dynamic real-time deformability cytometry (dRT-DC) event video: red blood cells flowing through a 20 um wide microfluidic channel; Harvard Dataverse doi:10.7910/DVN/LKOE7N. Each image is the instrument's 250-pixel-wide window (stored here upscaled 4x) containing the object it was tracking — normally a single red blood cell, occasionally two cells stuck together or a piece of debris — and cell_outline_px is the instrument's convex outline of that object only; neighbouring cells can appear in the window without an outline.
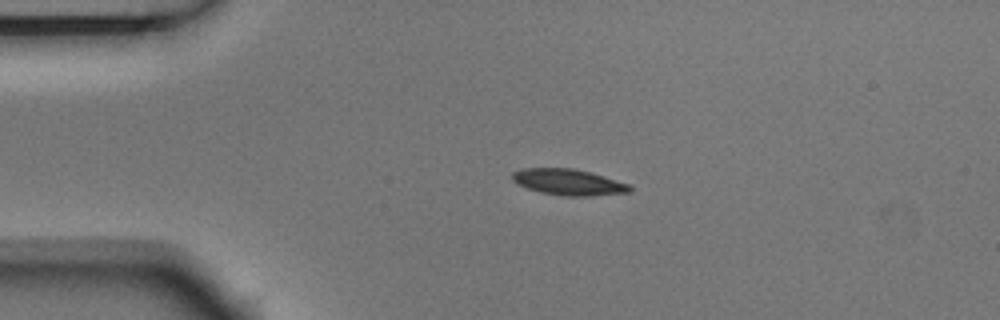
{"species": "Egyptian fruit bat (a non-hibernating species)", "species_latin": "Rousettus aegyptiacus", "temperature_condition": "room temperature", "stored_images_in_passage": 3, "camera_frame_rate_fps": 3000, "um_per_image_px": 0.085, "animal": {"sex": "male"}, "frame": {"image": 1, "passage_image": 2, "time_ms": 0.333, "image_size_px": [1000, 320], "cell_outline_px": [[632, 192], [592, 196], [564, 196], [540, 192], [528, 188], [512, 180], [512, 172], [520, 168], [572, 168], [604, 176], [628, 184], [632, 188]], "centroid_in_image_um": [48.32, 15.48], "position_along_channel_um": 36.7, "area_um2": 17.8}}